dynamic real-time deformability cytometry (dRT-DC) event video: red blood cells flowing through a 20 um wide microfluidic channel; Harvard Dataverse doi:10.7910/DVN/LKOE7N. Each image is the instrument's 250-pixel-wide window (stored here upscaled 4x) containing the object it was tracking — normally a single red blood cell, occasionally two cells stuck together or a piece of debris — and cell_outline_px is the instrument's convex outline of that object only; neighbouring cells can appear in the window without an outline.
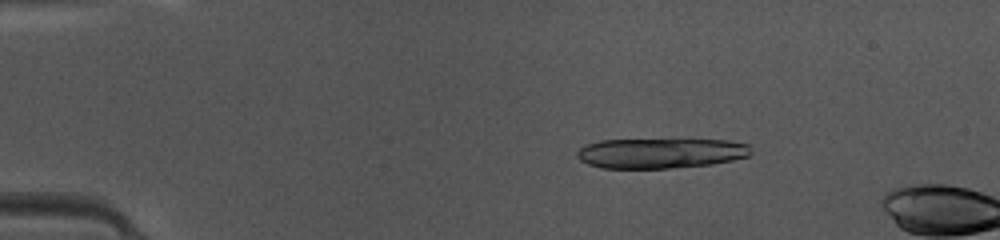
{"species": "common noctule bat (a hibernating species)", "species_latin": "Nyctalus noctula", "temperature_condition": "warm", "stored_images_in_passage": 14, "camera_frame_rate_fps": 3000, "um_per_image_px": 0.085, "animal": {"sex": "female", "body_mass_g": 10.0, "forearm_length_mm": 53.1}, "frame": {"image": 1, "passage_image": 8, "time_ms": 2.333, "image_size_px": [1000, 240], "cell_outline_px": [[752, 152], [748, 156], [732, 160], [712, 164], [668, 168], [600, 168], [588, 164], [580, 160], [576, 156], [576, 152], [580, 148], [588, 144], [600, 140], [728, 140], [748, 144]], "centroid_in_image_um": [56.14, 13.02], "position_along_channel_um": 28.9, "area_um2": 30.4}}